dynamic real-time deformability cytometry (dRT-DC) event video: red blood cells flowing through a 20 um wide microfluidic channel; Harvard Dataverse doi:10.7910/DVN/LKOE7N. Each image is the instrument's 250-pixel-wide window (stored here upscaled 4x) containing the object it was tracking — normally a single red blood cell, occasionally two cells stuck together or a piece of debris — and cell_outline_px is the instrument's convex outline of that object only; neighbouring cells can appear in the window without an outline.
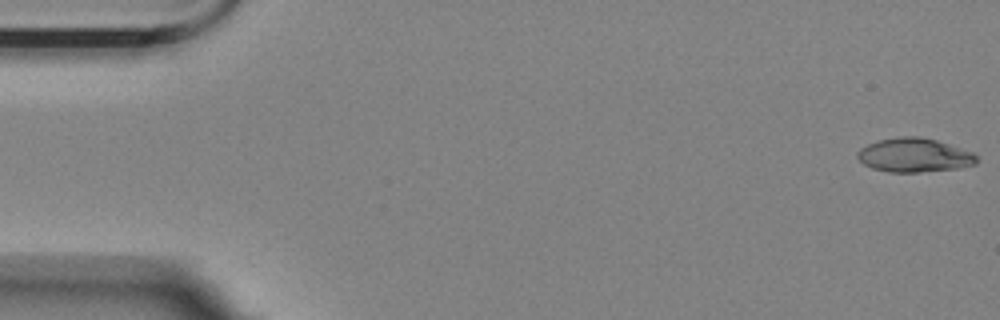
{"species": "Egyptian fruit bat (a non-hibernating species)", "species_latin": "Rousettus aegyptiacus", "temperature_condition": "room temperature", "stored_images_in_passage": 28, "camera_frame_rate_fps": 3000, "um_per_image_px": 0.085, "animal": {"sex": "female"}, "frame": {"image": 1, "passage_image": 1, "time_ms": 0.0, "image_size_px": [1000, 320], "cell_outline_px": [[976, 164], [956, 168], [920, 172], [888, 172], [872, 168], [864, 164], [856, 156], [856, 152], [860, 148], [868, 144], [880, 140], [900, 136], [920, 136], [936, 140], [972, 152], [976, 156]], "centroid_in_image_um": [77.67, 13.19], "position_along_channel_um": 7.3, "area_um2": 23.41}}
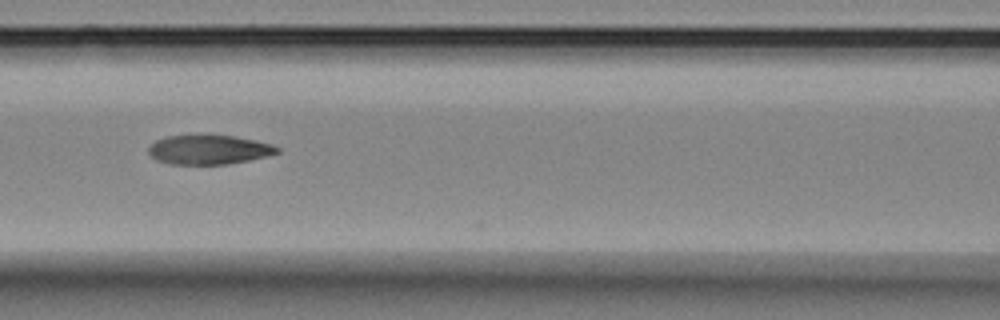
{"frame": {"image": 2, "passage_image": 24, "time_ms": 7.667, "image_size_px": [1000, 320], "cell_outline_px": [[280, 152], [268, 156], [228, 164], [168, 164], [156, 160], [148, 152], [148, 148], [156, 140], [168, 136], [200, 132], [204, 132], [232, 136], [272, 144], [280, 148]], "centroid_in_image_um": [17.73, 12.68], "position_along_channel_um": 148.9, "area_um2": 22.66}}
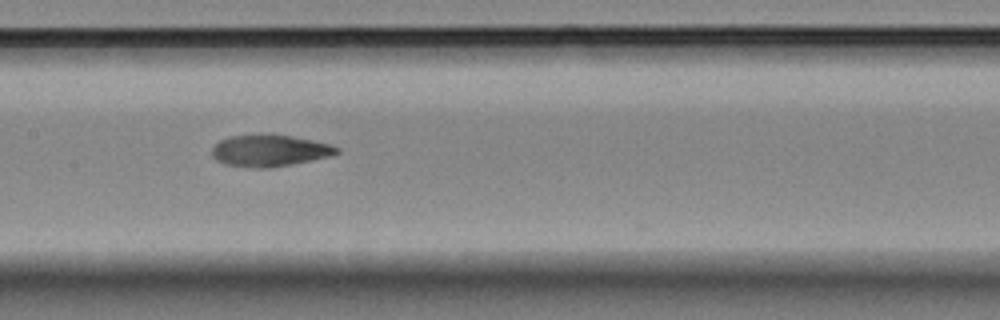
{"frame": {"image": 3, "passage_image": 27, "time_ms": 8.667, "image_size_px": [1000, 320], "cell_outline_px": [[340, 152], [332, 156], [292, 164], [264, 168], [260, 168], [228, 164], [216, 160], [212, 156], [212, 148], [220, 140], [228, 136], [292, 136], [312, 140], [328, 144], [340, 148]], "centroid_in_image_um": [22.95, 12.82], "position_along_channel_um": 184.5, "area_um2": 22.37}}